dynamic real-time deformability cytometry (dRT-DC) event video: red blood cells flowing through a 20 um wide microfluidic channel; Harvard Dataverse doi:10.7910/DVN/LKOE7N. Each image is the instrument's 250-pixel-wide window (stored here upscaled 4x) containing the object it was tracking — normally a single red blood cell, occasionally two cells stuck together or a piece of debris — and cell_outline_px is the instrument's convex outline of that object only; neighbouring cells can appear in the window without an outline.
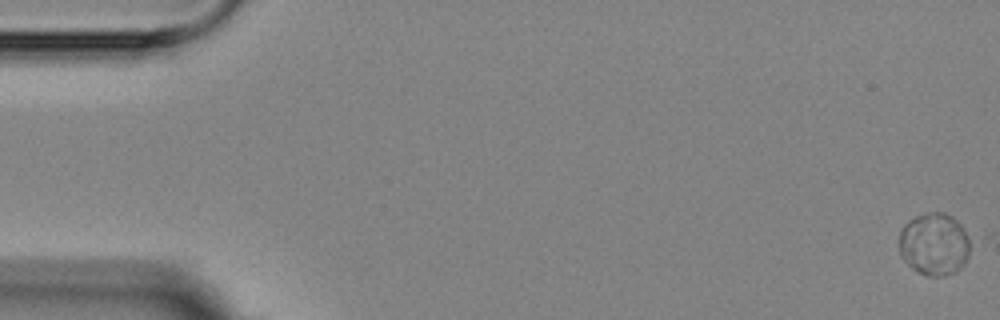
{"species": "Egyptian fruit bat (a non-hibernating species)", "species_latin": "Rousettus aegyptiacus", "temperature_condition": "room temperature", "stored_images_in_passage": 11, "camera_frame_rate_fps": 3000, "um_per_image_px": 0.085, "animal": {"sex": "female"}, "frame": {"image": 1, "passage_image": 1, "time_ms": 0.0, "image_size_px": [1000, 320], "cell_outline_px": [[972, 236], [968, 256], [964, 264], [956, 272], [944, 276], [924, 276], [912, 268], [900, 256], [900, 228], [908, 220], [924, 212], [944, 212], [952, 216]], "centroid_in_image_um": [79.43, 20.74], "position_along_channel_um": 5.6, "area_um2": 26.47}}
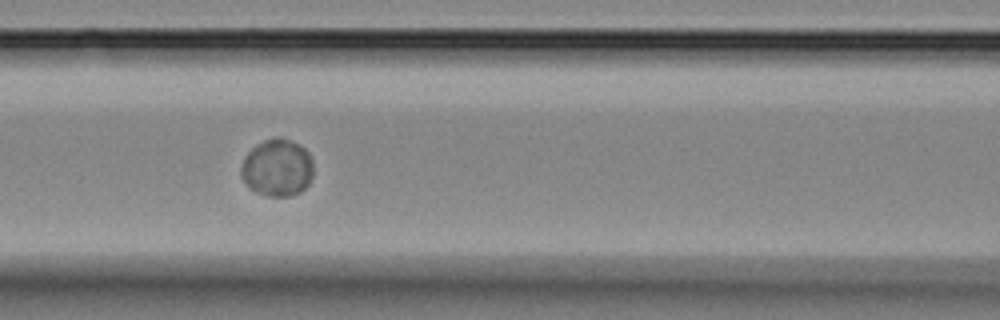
{"frame": {"image": 2, "passage_image": 8, "time_ms": 8.0, "image_size_px": [1000, 320], "cell_outline_px": [[312, 176], [308, 184], [300, 192], [288, 196], [264, 196], [256, 192], [240, 176], [240, 168], [244, 156], [256, 144], [264, 140], [276, 136], [280, 136], [304, 148], [308, 152], [312, 160]], "centroid_in_image_um": [23.54, 14.25], "position_along_channel_um": 143.1, "area_um2": 24.1}}
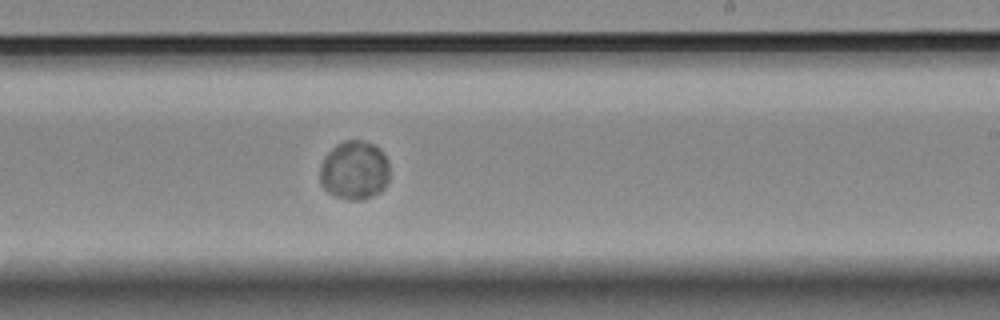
{"frame": {"image": 3, "passage_image": 11, "time_ms": 11.333, "image_size_px": [1000, 320], "cell_outline_px": [[388, 180], [384, 188], [380, 192], [372, 196], [360, 200], [348, 200], [336, 196], [328, 192], [320, 184], [320, 164], [324, 156], [336, 144], [344, 140], [360, 140], [372, 144], [380, 148], [388, 164]], "centroid_in_image_um": [30.1, 14.48], "position_along_channel_um": 258.9, "area_um2": 23.99}}